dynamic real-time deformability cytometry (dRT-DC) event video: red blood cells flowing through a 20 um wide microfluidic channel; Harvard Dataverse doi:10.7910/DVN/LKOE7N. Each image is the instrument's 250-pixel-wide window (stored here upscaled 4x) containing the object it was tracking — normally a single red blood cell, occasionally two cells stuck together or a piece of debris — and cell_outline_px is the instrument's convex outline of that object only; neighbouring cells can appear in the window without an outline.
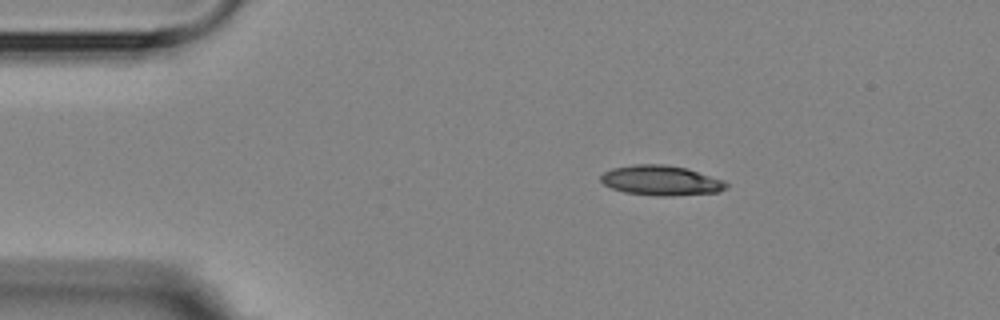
{"species": "Egyptian fruit bat (a non-hibernating species)", "species_latin": "Rousettus aegyptiacus", "temperature_condition": "room temperature", "stored_images_in_passage": 4, "camera_frame_rate_fps": 3000, "um_per_image_px": 0.085, "animal": {"sex": "female"}, "frame": {"image": 1, "passage_image": 1, "time_ms": 0.0, "image_size_px": [1000, 320], "cell_outline_px": [[728, 188], [720, 192], [672, 196], [656, 196], [624, 192], [612, 188], [604, 184], [600, 180], [600, 176], [604, 172], [612, 168], [632, 164], [664, 164], [688, 168], [724, 180], [728, 184]], "centroid_in_image_um": [56.21, 15.34], "position_along_channel_um": 28.8, "area_um2": 22.2}}
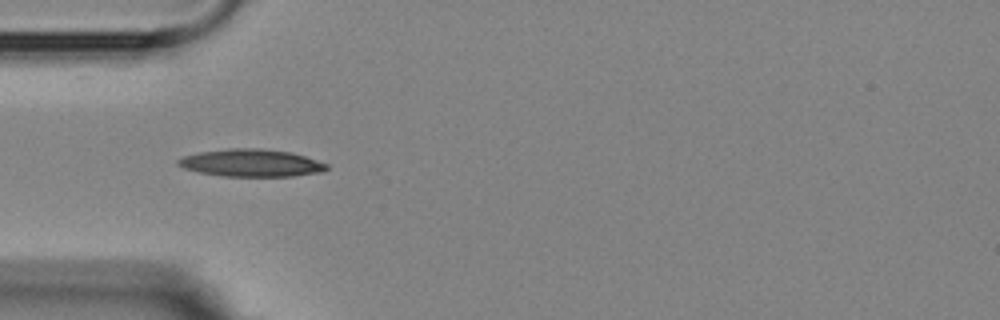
{"frame": {"image": 2, "passage_image": 3, "time_ms": 2.333, "image_size_px": [1000, 320], "cell_outline_px": [[328, 168], [320, 172], [292, 176], [224, 176], [200, 172], [184, 168], [176, 164], [176, 160], [184, 156], [196, 152], [228, 148], [260, 148], [292, 152], [328, 164]], "centroid_in_image_um": [21.32, 13.84], "position_along_channel_um": 63.7, "area_um2": 23.76}}
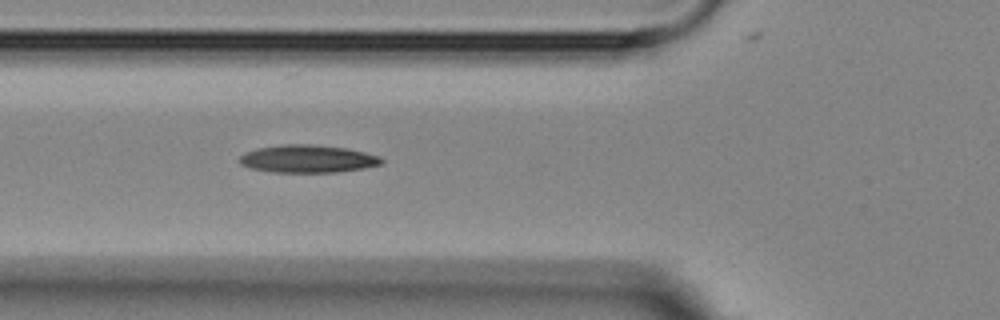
{"frame": {"image": 3, "passage_image": 4, "time_ms": 3.333, "image_size_px": [1000, 320], "cell_outline_px": [[384, 164], [364, 168], [336, 172], [272, 172], [248, 168], [240, 164], [240, 156], [244, 152], [256, 148], [284, 144], [312, 144], [348, 148], [380, 156], [384, 160]], "centroid_in_image_um": [26.16, 13.5], "position_along_channel_um": 99.6, "area_um2": 23.18}}